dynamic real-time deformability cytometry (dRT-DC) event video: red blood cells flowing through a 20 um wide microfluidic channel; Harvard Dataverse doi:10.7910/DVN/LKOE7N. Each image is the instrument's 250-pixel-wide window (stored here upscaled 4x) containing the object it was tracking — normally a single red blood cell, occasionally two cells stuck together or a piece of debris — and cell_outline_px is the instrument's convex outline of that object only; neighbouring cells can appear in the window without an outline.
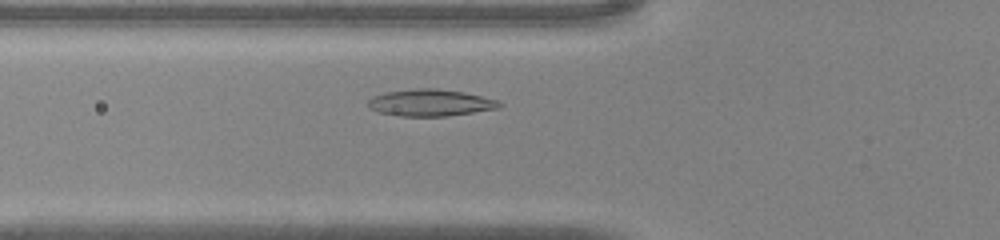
{"species": "common noctule bat (a hibernating species)", "species_latin": "Nyctalus noctula", "temperature_condition": "warm", "stored_images_in_passage": 37, "camera_frame_rate_fps": 3000, "um_per_image_px": 0.085, "animal": {"sex": "male", "body_mass_g": 20.0, "forearm_length_mm": 53.3}, "frame": {"image": 1, "passage_image": 8, "time_ms": 2.333, "image_size_px": [1000, 240], "cell_outline_px": [[504, 104], [500, 108], [448, 116], [400, 116], [380, 112], [372, 108], [368, 104], [368, 100], [372, 96], [388, 92], [420, 88], [436, 88], [464, 92], [500, 100]], "centroid_in_image_um": [36.66, 8.73], "position_along_channel_um": 89.1, "area_um2": 20.46}}
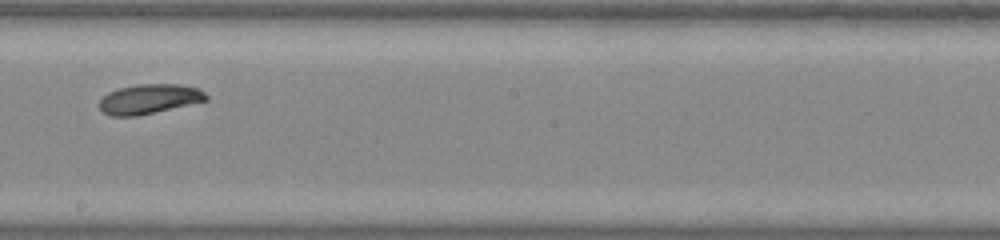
{"frame": {"image": 2, "passage_image": 18, "time_ms": 5.667, "image_size_px": [1000, 240], "cell_outline_px": [[208, 100], [136, 116], [108, 116], [100, 108], [100, 100], [108, 92], [120, 88], [136, 84], [180, 84], [200, 88], [208, 96]], "centroid_in_image_um": [12.7, 8.4], "position_along_channel_um": 235.5, "area_um2": 18.38}}
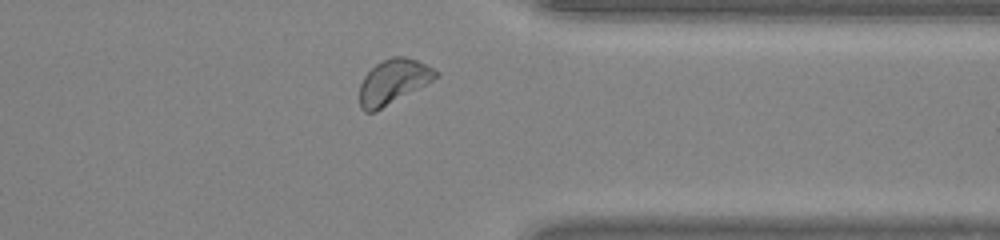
{"frame": {"image": 3, "passage_image": 28, "time_ms": 9.0, "image_size_px": [1000, 240], "cell_outline_px": [[440, 76], [376, 112], [364, 112], [360, 108], [360, 84], [364, 76], [376, 64], [392, 56], [404, 56], [416, 60], [440, 72]], "centroid_in_image_um": [33.42, 6.95], "position_along_channel_um": 378.0, "area_um2": 19.71}}